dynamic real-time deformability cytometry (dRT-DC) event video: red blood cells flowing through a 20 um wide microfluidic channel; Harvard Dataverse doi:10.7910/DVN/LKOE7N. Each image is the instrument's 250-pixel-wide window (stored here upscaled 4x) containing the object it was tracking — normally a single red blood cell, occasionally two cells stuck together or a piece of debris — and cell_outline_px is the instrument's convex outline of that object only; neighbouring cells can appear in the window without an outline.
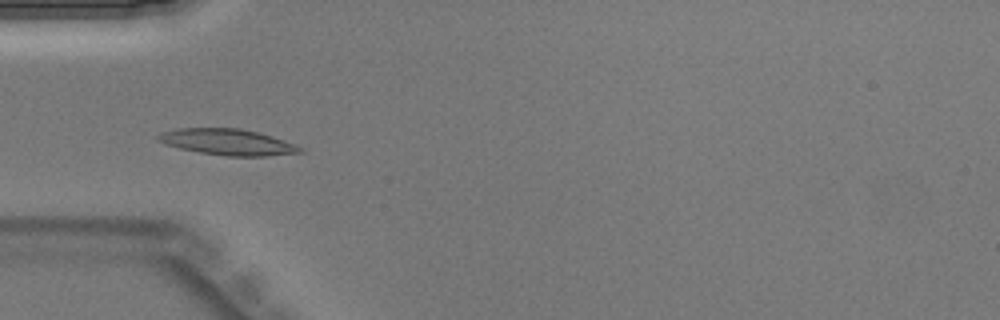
{"species": "Egyptian fruit bat (a non-hibernating species)", "species_latin": "Rousettus aegyptiacus", "temperature_condition": "warm", "stored_images_in_passage": 44, "camera_frame_rate_fps": 3000, "um_per_image_px": 0.085, "animal": {"sex": "male"}, "frame": {"image": 1, "passage_image": 14, "time_ms": 4.333, "image_size_px": [1000, 320], "cell_outline_px": [[304, 152], [264, 156], [228, 156], [200, 152], [180, 148], [164, 144], [156, 140], [156, 136], [160, 132], [176, 128], [240, 128], [272, 136], [296, 144], [304, 148]], "centroid_in_image_um": [19.33, 12.07], "position_along_channel_um": 65.7, "area_um2": 21.68}}
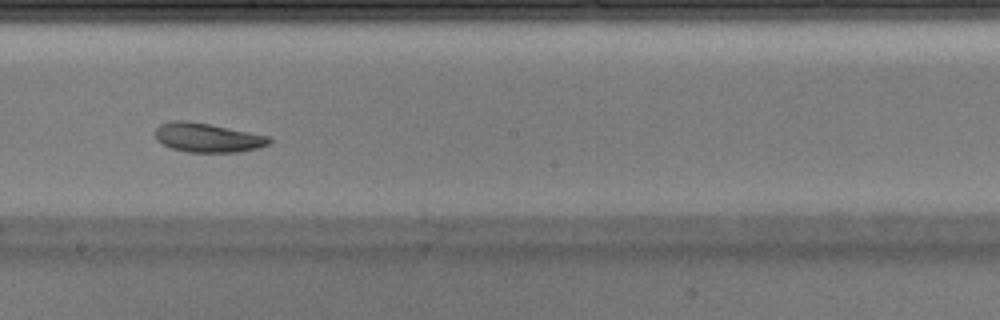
{"frame": {"image": 2, "passage_image": 25, "time_ms": 8.0, "image_size_px": [1000, 320], "cell_outline_px": [[272, 140], [268, 144], [260, 148], [240, 152], [188, 152], [172, 148], [156, 140], [156, 128], [160, 124], [172, 120], [184, 120], [208, 124], [268, 136]], "centroid_in_image_um": [17.64, 11.7], "position_along_channel_um": 230.6, "area_um2": 19.19}}
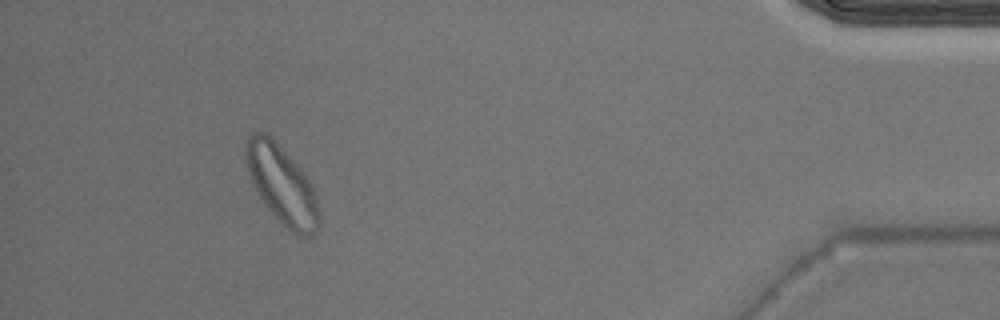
{"frame": {"image": 3, "passage_image": 41, "time_ms": 13.333, "image_size_px": [1000, 320], "cell_outline_px": [[320, 224], [308, 236], [300, 236], [292, 232], [268, 208], [252, 184], [248, 172], [244, 156], [244, 144], [248, 136], [252, 132], [264, 132], [300, 168], [308, 180], [316, 196], [320, 212]], "centroid_in_image_um": [23.93, 15.69], "position_along_channel_um": 411.3, "area_um2": 32.6}}